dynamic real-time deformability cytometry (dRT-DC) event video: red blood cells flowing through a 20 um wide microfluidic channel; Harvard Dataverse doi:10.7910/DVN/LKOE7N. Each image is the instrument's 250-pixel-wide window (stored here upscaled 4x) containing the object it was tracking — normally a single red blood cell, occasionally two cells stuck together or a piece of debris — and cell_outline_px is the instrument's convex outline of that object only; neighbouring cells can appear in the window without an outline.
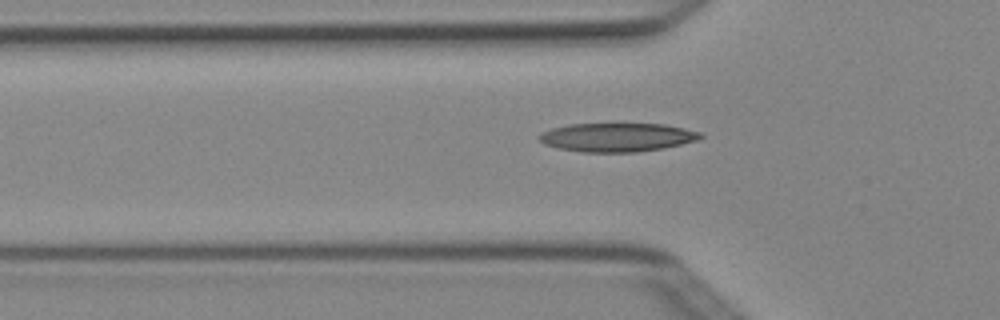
{"species": "Egyptian fruit bat (a non-hibernating species)", "species_latin": "Rousettus aegyptiacus", "temperature_condition": "cold", "stored_images_in_passage": 5, "camera_frame_rate_fps": 3000, "um_per_image_px": 0.085, "animal": {"sex": "female"}, "frame": {"image": 1, "passage_image": 5, "time_ms": 1.333, "image_size_px": [1000, 320], "cell_outline_px": [[704, 136], [696, 140], [664, 148], [636, 152], [580, 152], [560, 148], [544, 144], [536, 136], [540, 132], [552, 128], [568, 124], [664, 124], [684, 128], [700, 132]], "centroid_in_image_um": [52.42, 11.67], "position_along_channel_um": 73.4, "area_um2": 26.93}}